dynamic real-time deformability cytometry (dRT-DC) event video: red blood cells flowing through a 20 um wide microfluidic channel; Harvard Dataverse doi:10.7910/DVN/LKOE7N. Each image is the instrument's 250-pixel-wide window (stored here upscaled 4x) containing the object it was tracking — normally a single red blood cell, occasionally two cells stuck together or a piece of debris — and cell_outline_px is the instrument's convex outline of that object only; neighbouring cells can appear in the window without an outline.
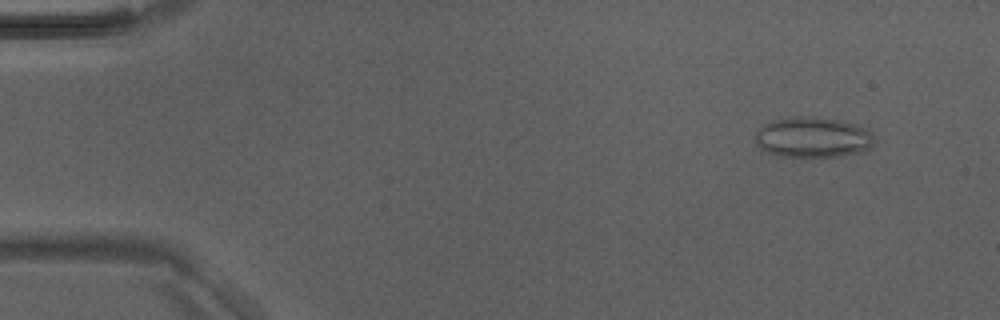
{"species": "Egyptian fruit bat (a non-hibernating species)", "species_latin": "Rousettus aegyptiacus", "temperature_condition": "room temperature", "stored_images_in_passage": 5, "camera_frame_rate_fps": 3000, "um_per_image_px": 0.085, "animal": {"sex": "male"}, "frame": {"image": 1, "passage_image": 1, "time_ms": 0.0, "image_size_px": [1000, 320], "cell_outline_px": [[872, 144], [864, 152], [840, 156], [780, 156], [768, 152], [756, 144], [756, 128], [760, 124], [772, 120], [796, 116], [816, 116], [856, 124], [864, 128], [872, 136]], "centroid_in_image_um": [69.03, 11.66], "position_along_channel_um": 16.0, "area_um2": 28.03}}
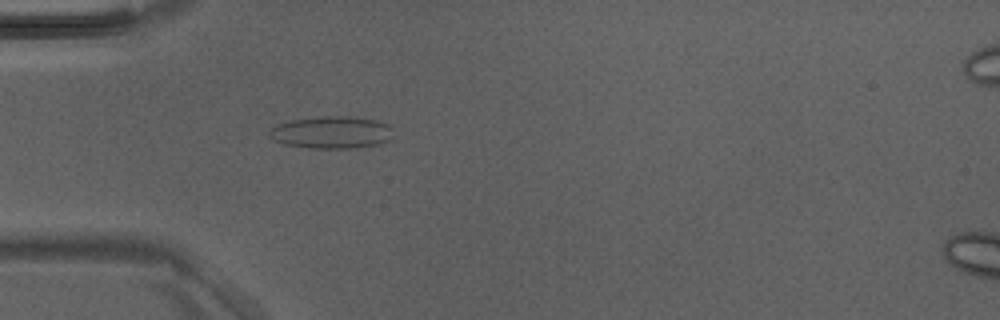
{"frame": {"image": 2, "passage_image": 4, "time_ms": 1.0, "image_size_px": [1000, 320], "cell_outline_px": [[392, 136], [388, 140], [380, 144], [356, 148], [312, 148], [288, 144], [272, 140], [268, 136], [268, 132], [272, 128], [280, 124], [292, 120], [324, 116], [348, 116], [376, 120], [388, 124], [392, 128]], "centroid_in_image_um": [28.22, 11.25], "position_along_channel_um": 56.8, "area_um2": 23.18}}